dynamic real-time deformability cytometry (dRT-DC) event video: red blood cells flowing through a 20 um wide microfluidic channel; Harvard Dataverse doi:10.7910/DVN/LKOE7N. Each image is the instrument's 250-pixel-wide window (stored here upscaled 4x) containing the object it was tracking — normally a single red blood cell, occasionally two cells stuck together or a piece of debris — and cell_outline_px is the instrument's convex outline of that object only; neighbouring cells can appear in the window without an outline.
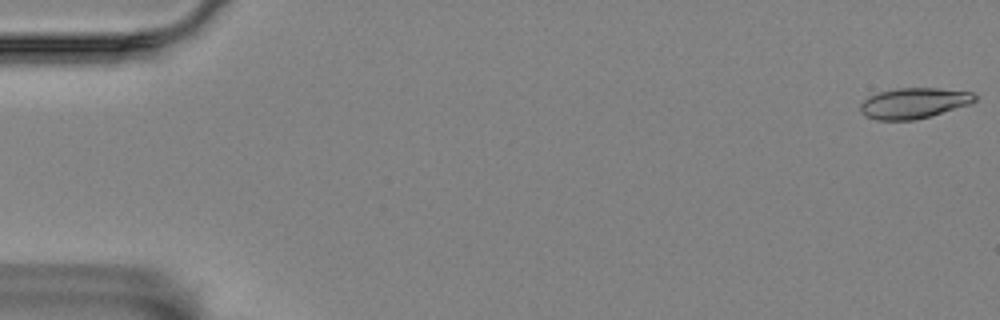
{"species": "Egyptian fruit bat (a non-hibernating species)", "species_latin": "Rousettus aegyptiacus", "temperature_condition": "room temperature", "stored_images_in_passage": 5, "camera_frame_rate_fps": 3000, "um_per_image_px": 0.085, "animal": {"sex": "female"}, "frame": {"image": 1, "passage_image": 1, "time_ms": 0.0, "image_size_px": [1000, 320], "cell_outline_px": [[976, 100], [972, 104], [932, 116], [916, 120], [876, 120], [864, 116], [860, 112], [860, 104], [868, 96], [880, 92], [896, 88], [940, 88], [972, 92], [976, 96]], "centroid_in_image_um": [77.69, 8.77], "position_along_channel_um": 7.3, "area_um2": 20.75}}